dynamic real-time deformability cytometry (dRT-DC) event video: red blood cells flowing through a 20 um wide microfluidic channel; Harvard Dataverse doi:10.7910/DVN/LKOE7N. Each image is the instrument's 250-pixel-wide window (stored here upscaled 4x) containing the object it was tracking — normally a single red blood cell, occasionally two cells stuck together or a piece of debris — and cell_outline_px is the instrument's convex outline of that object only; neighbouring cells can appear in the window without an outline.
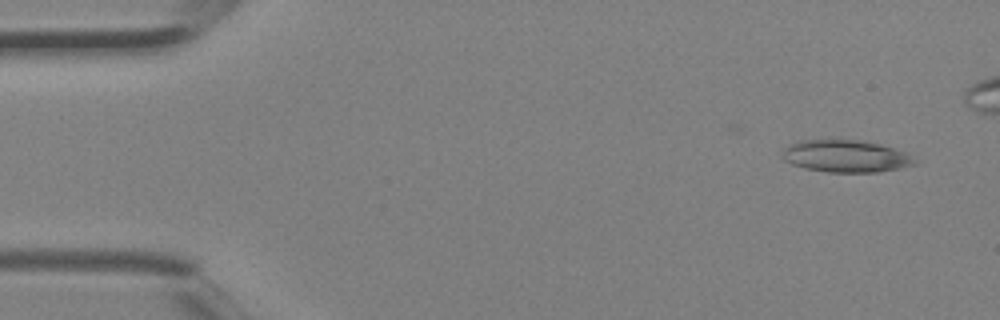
{"species": "Egyptian fruit bat (a non-hibernating species)", "species_latin": "Rousettus aegyptiacus", "temperature_condition": "room temperature", "stored_images_in_passage": 4, "camera_frame_rate_fps": 3000, "um_per_image_px": 0.085, "animal": {"sex": "female"}, "frame": {"image": 1, "passage_image": 1, "time_ms": 0.0, "image_size_px": [1000, 320], "cell_outline_px": [[916, 164], [900, 168], [880, 172], [828, 172], [804, 168], [792, 164], [784, 160], [784, 148], [796, 140], [860, 140], [880, 144], [904, 152], [916, 160]], "centroid_in_image_um": [71.88, 13.28], "position_along_channel_um": 13.1, "area_um2": 24.68}}